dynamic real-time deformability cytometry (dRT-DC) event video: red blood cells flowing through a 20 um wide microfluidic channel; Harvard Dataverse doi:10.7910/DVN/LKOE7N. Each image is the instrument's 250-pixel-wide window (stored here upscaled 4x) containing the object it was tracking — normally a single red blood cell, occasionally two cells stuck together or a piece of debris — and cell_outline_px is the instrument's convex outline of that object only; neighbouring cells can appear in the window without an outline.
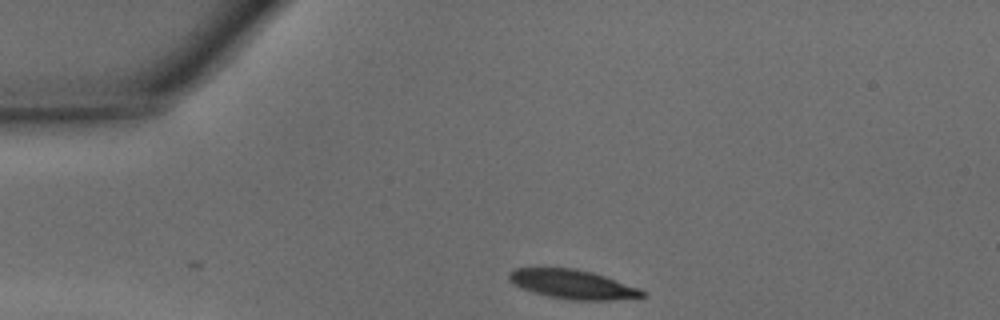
{"species": "common noctule bat (a hibernating species)", "species_latin": "Nyctalus noctula", "temperature_condition": "warm", "stored_images_in_passage": 27, "camera_frame_rate_fps": 3000, "um_per_image_px": 0.085, "animal": {"sex": "male", "body_mass_g": 15.6}, "frame": {"image": 1, "passage_image": 1, "time_ms": 0.0, "image_size_px": [1000, 320], "cell_outline_px": [[648, 296], [612, 300], [572, 300], [548, 296], [532, 292], [520, 288], [508, 280], [508, 272], [516, 268], [576, 268], [592, 272], [640, 288], [648, 292]], "centroid_in_image_um": [48.68, 24.17], "position_along_channel_um": 36.3, "area_um2": 22.77}}
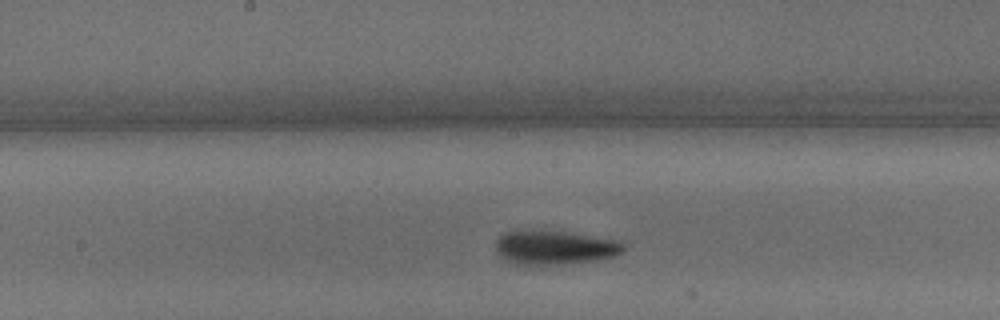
{"frame": {"image": 2, "passage_image": 15, "time_ms": 4.667, "image_size_px": [1000, 320], "cell_outline_px": [[624, 252], [612, 256], [596, 260], [544, 268], [532, 268], [516, 264], [500, 256], [496, 248], [496, 240], [504, 232], [572, 232], [620, 240], [624, 244]], "centroid_in_image_um": [47.18, 21.11], "position_along_channel_um": 201.0, "area_um2": 25.89}}
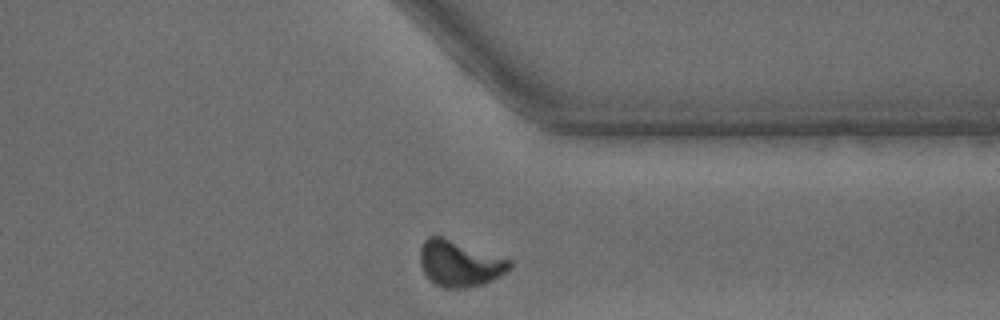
{"frame": {"image": 3, "passage_image": 27, "time_ms": 8.667, "image_size_px": [1000, 320], "cell_outline_px": [[512, 268], [500, 276], [484, 284], [464, 288], [444, 288], [436, 284], [424, 272], [420, 264], [420, 248], [424, 240], [428, 236], [440, 236], [512, 260]], "centroid_in_image_um": [39.08, 22.4], "position_along_channel_um": 372.3, "area_um2": 23.87}, "authors_computed_cell_mechanics": {"area_um2": 24.854, "velocity_mm_per_s": 4.3359, "shape_relaxation_time_tau1_ms": 2.5486, "shape_relaxation_time_tau2_ms": 5.3589, "deformation_change_tau1": 0.1288, "deformation_change_tau2": 0.0985}}